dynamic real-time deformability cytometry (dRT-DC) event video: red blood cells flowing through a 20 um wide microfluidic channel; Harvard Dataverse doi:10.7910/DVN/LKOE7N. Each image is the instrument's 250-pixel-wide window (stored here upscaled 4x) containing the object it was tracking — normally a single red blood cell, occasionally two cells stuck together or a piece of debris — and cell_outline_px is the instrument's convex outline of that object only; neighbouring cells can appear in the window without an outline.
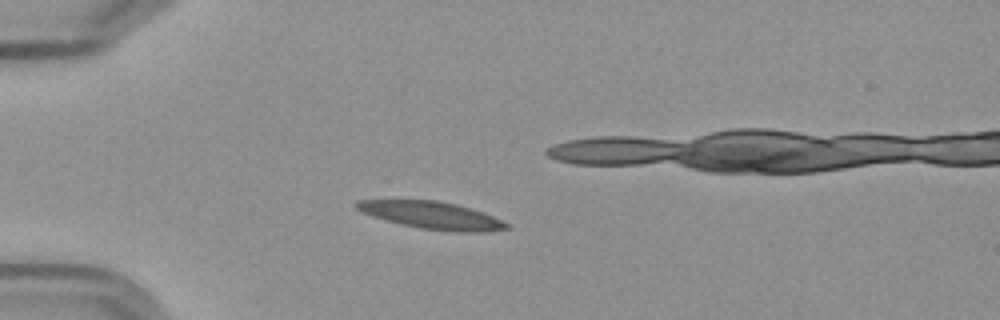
{"species": "Egyptian fruit bat (a non-hibernating species)", "species_latin": "Rousettus aegyptiacus", "temperature_condition": "cold", "stored_images_in_passage": 43, "camera_frame_rate_fps": 3000, "um_per_image_px": 0.085, "frame": {"image": 1, "passage_image": 1, "time_ms": 0.0, "image_size_px": [1000, 320], "cell_outline_px": [[512, 228], [480, 232], [456, 232], [420, 228], [372, 216], [356, 208], [352, 204], [356, 200], [440, 200], [456, 204], [484, 212], [508, 224]], "centroid_in_image_um": [36.72, 18.29], "position_along_channel_um": 48.3, "area_um2": 23.7}}